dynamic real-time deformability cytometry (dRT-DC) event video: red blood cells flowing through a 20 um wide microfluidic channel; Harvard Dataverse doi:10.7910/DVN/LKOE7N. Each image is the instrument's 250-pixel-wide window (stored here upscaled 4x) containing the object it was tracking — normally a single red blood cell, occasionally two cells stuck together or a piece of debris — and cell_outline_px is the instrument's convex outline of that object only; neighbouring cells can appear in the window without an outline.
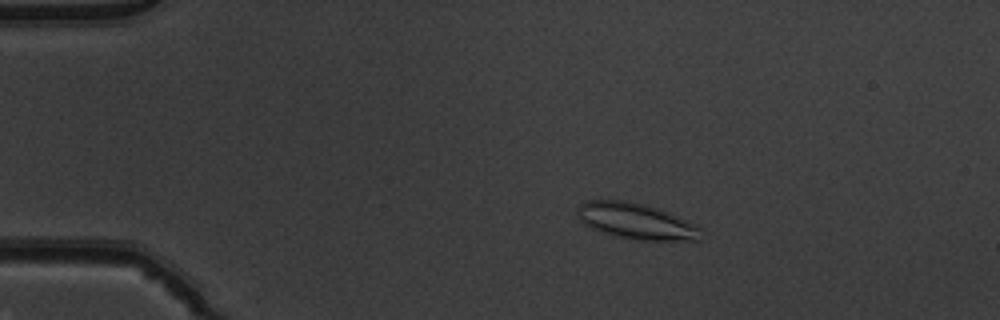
{"species": "common noctule bat (a hibernating species)", "species_latin": "Nyctalus noctula", "temperature_condition": "warm", "stored_images_in_passage": 53, "camera_frame_rate_fps": 3000, "um_per_image_px": 0.085, "animal": {"sex": "male", "body_mass_g": 19.5, "forearm_length_mm": 54.6}, "frame": {"image": 1, "passage_image": 11, "time_ms": 3.333, "image_size_px": [1000, 320], "cell_outline_px": [[700, 240], [636, 240], [616, 236], [592, 228], [584, 224], [576, 216], [576, 208], [584, 200], [628, 200], [644, 204], [668, 212], [696, 224], [700, 228]], "centroid_in_image_um": [54.02, 18.78], "position_along_channel_um": 31.0, "area_um2": 25.95}}
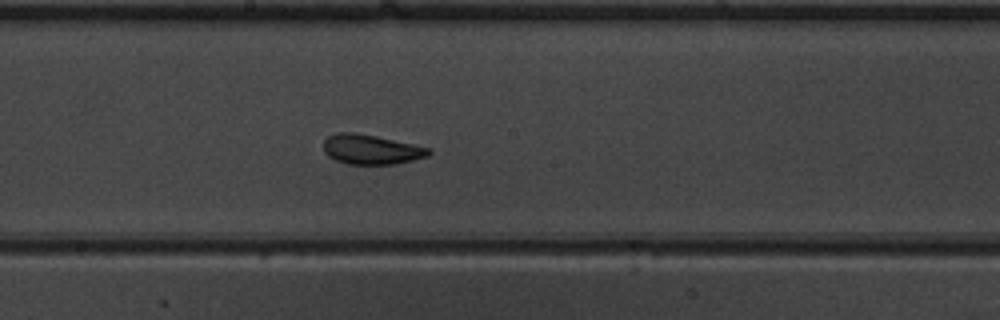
{"frame": {"image": 2, "passage_image": 30, "time_ms": 9.667, "image_size_px": [1000, 320], "cell_outline_px": [[432, 152], [428, 156], [396, 164], [348, 164], [336, 160], [328, 156], [324, 152], [324, 140], [328, 136], [336, 132], [352, 132], [376, 136], [432, 148]], "centroid_in_image_um": [31.56, 12.7], "position_along_channel_um": 216.6, "area_um2": 18.26}}
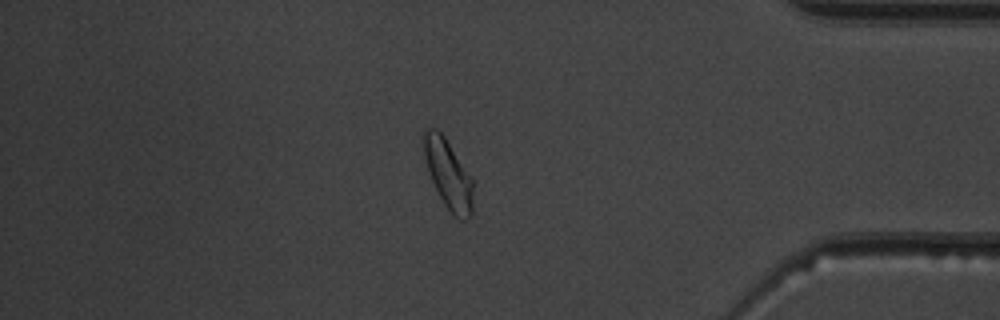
{"frame": {"image": 3, "passage_image": 46, "time_ms": 15.0, "image_size_px": [1000, 320], "cell_outline_px": [[472, 216], [468, 220], [460, 220], [452, 216], [444, 204], [432, 180], [424, 156], [420, 140], [420, 136], [424, 128], [436, 128], [444, 136], [472, 176]], "centroid_in_image_um": [38.08, 14.78], "position_along_channel_um": 397.1, "area_um2": 20.29}, "authors_computed_cell_mechanics": {"area_um2": 20.23, "velocity_mm_per_s": 3.9082, "shape_relaxation_time_tau1_ms": 2.6948, "shape_relaxation_time_tau2_ms": 1.5129, "deformation_change_tau1": 0.1044, "deformation_change_tau2": 0.0948}}